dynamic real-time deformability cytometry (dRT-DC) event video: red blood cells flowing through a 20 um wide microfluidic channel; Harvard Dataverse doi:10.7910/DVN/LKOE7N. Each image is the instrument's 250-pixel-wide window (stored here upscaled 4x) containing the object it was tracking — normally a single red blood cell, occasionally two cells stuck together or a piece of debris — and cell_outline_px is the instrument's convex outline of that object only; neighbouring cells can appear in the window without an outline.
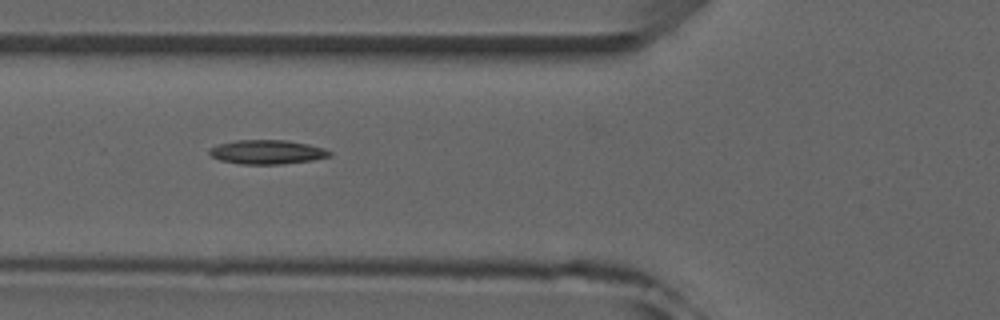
{"species": "common noctule bat (a hibernating species)", "species_latin": "Nyctalus noctula", "temperature_condition": "room temperature", "stored_images_in_passage": 8, "camera_frame_rate_fps": 3000, "um_per_image_px": 0.085, "animal": {"sex": "male", "forearm_length_mm": 52.5}, "frame": {"image": 1, "passage_image": 5, "time_ms": 5.667, "image_size_px": [1000, 320], "cell_outline_px": [[332, 156], [312, 160], [280, 164], [240, 164], [220, 160], [212, 156], [208, 152], [208, 148], [220, 144], [236, 140], [288, 140], [308, 144], [324, 148], [332, 152]], "centroid_in_image_um": [22.71, 12.92], "position_along_channel_um": 103.1, "area_um2": 16.94}}
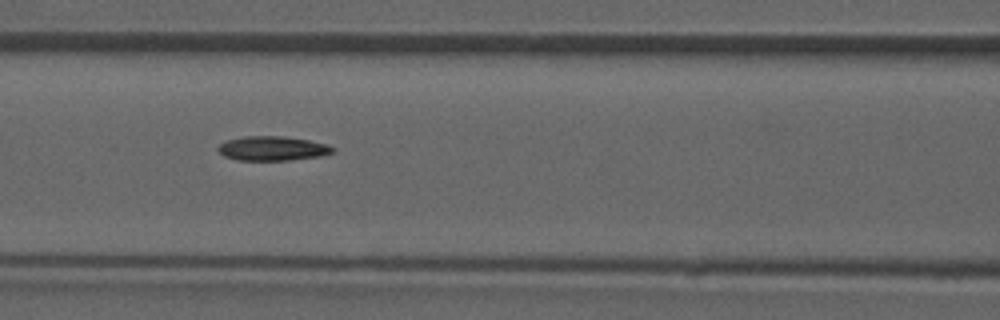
{"frame": {"image": 2, "passage_image": 6, "time_ms": 6.667, "image_size_px": [1000, 320], "cell_outline_px": [[336, 148], [332, 152], [320, 156], [288, 160], [236, 160], [224, 156], [216, 148], [220, 144], [228, 140], [244, 136], [284, 136], [308, 140], [324, 144]], "centroid_in_image_um": [23.13, 12.61], "position_along_channel_um": 143.5, "area_um2": 16.13}}